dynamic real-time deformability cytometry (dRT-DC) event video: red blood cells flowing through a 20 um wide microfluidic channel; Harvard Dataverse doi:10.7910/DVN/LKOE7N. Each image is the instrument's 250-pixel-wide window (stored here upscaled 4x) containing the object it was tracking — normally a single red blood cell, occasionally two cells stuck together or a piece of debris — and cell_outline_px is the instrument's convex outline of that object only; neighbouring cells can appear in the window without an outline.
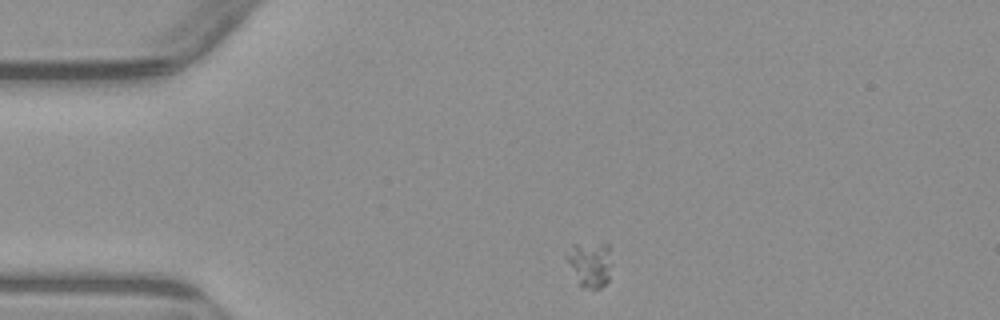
{"species": "common noctule bat (a hibernating species)", "species_latin": "Nyctalus noctula", "temperature_condition": "warm", "stored_images_in_passage": 3, "segment_of_instrument_passage": [1, 2], "camera_frame_rate_fps": 3000, "um_per_image_px": 0.085, "animal": {"sex": "male", "body_mass_g": 23.1, "forearm_length_mm": 52.7}, "frame": {"image": 1, "passage_image": 1, "time_ms": 0.0, "image_size_px": [1000, 320], "cell_outline_px": [[612, 264], [608, 280], [600, 288], [580, 288], [568, 260], [568, 256], [572, 244], [608, 244]], "centroid_in_image_um": [50.2, 22.47], "position_along_channel_um": 34.8, "area_um2": 11.62}}